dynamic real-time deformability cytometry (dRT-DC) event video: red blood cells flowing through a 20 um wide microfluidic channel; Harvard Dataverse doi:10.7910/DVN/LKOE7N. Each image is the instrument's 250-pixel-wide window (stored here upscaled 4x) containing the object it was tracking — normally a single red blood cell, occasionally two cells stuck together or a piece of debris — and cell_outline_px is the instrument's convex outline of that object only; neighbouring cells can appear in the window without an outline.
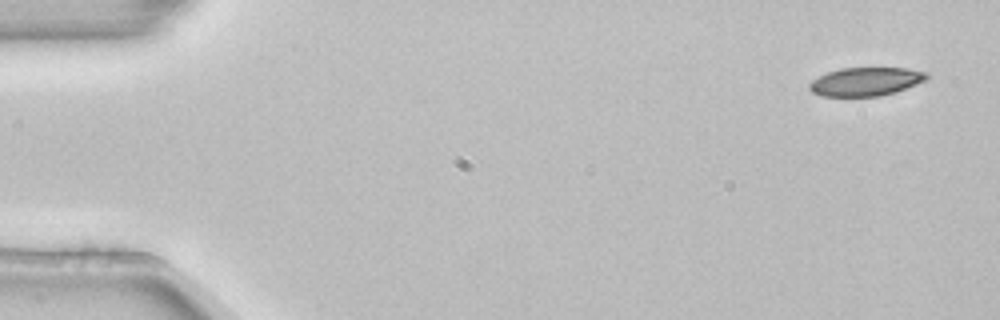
{"species": "common noctule bat (a hibernating species)", "species_latin": "Nyctalus noctula", "temperature_condition": "room temperature", "stored_images_in_passage": 4, "camera_frame_rate_fps": 3000, "um_per_image_px": 0.085, "animal": {"sex": "female", "body_mass_g": 22.7, "forearm_length_mm": 54.2}, "frame": {"image": 1, "passage_image": 1, "time_ms": 0.0, "image_size_px": [1000, 320], "cell_outline_px": [[928, 80], [896, 92], [880, 96], [820, 96], [812, 92], [808, 88], [808, 84], [812, 80], [828, 72], [840, 68], [908, 68], [928, 72]], "centroid_in_image_um": [73.61, 6.93], "position_along_channel_um": 11.4, "area_um2": 19.65}}